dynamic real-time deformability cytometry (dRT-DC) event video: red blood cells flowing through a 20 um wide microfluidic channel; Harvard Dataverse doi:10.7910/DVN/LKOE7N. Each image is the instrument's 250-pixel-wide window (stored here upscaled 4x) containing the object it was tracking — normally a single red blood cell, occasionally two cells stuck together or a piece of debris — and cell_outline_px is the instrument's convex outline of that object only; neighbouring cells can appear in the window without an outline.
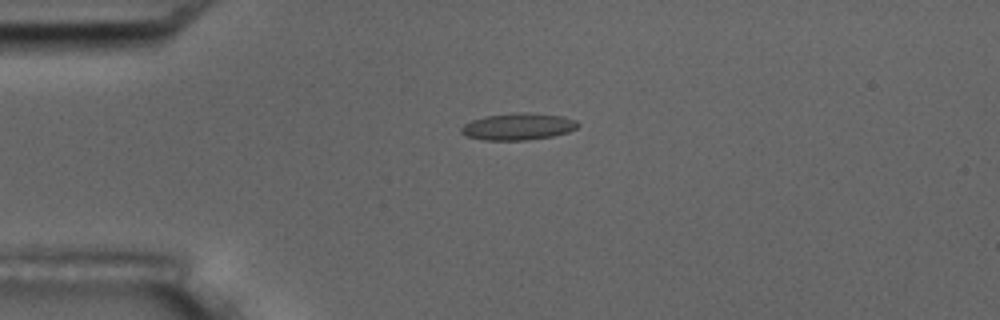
{"species": "common noctule bat (a hibernating species)", "species_latin": "Nyctalus noctula", "temperature_condition": "room temperature", "stored_images_in_passage": 5, "camera_frame_rate_fps": 3000, "um_per_image_px": 0.085, "animal": {"sex": "male", "body_mass_g": 17.5, "forearm_length_mm": 52.3}, "frame": {"image": 1, "passage_image": 4, "time_ms": 3.333, "image_size_px": [1000, 320], "cell_outline_px": [[580, 124], [576, 128], [568, 132], [552, 136], [528, 140], [484, 140], [468, 136], [460, 132], [460, 128], [464, 124], [472, 120], [484, 116], [524, 112], [564, 116], [576, 120]], "centroid_in_image_um": [44.05, 10.76], "position_along_channel_um": 40.9, "area_um2": 18.21}}